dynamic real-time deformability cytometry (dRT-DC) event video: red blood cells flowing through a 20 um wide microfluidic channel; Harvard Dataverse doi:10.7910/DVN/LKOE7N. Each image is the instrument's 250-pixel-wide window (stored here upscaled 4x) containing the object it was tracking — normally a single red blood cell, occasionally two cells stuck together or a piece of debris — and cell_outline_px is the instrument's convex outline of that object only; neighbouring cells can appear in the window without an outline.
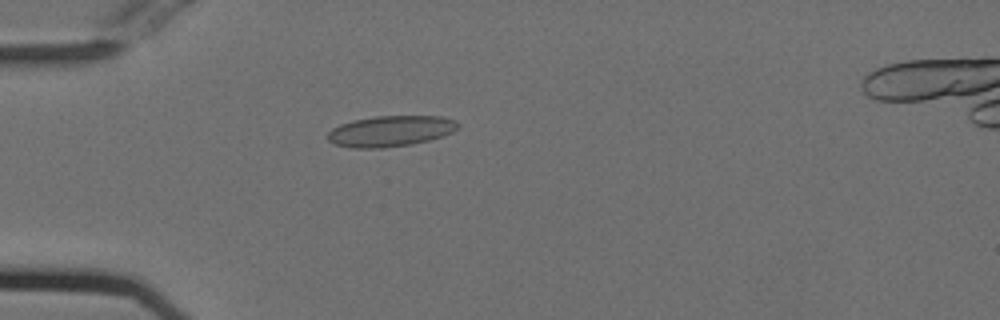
{"species": "Egyptian fruit bat (a non-hibernating species)", "species_latin": "Rousettus aegyptiacus", "temperature_condition": "cold", "stored_images_in_passage": 55, "camera_frame_rate_fps": 3000, "um_per_image_px": 0.085, "animal": {"sex": "female"}, "frame": {"image": 1, "passage_image": 16, "time_ms": 5.0, "image_size_px": [1000, 320], "cell_outline_px": [[460, 124], [452, 132], [444, 136], [412, 144], [384, 148], [352, 148], [336, 144], [328, 140], [328, 132], [332, 128], [340, 124], [352, 120], [376, 116], [444, 116], [456, 120]], "centroid_in_image_um": [33.21, 11.14], "position_along_channel_um": 51.8, "area_um2": 23.52}}
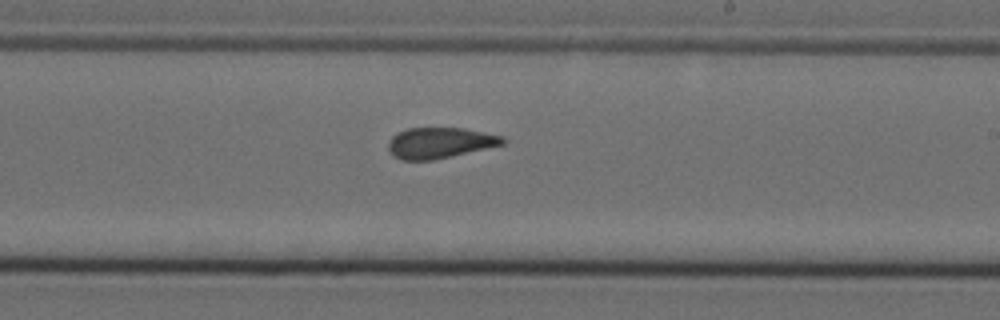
{"frame": {"image": 2, "passage_image": 33, "time_ms": 10.667, "image_size_px": [1000, 320], "cell_outline_px": [[508, 140], [504, 144], [432, 160], [400, 160], [392, 156], [388, 148], [388, 140], [396, 132], [408, 128], [464, 128], [504, 136]], "centroid_in_image_um": [37.36, 12.13], "position_along_channel_um": 251.6, "area_um2": 20.63}}
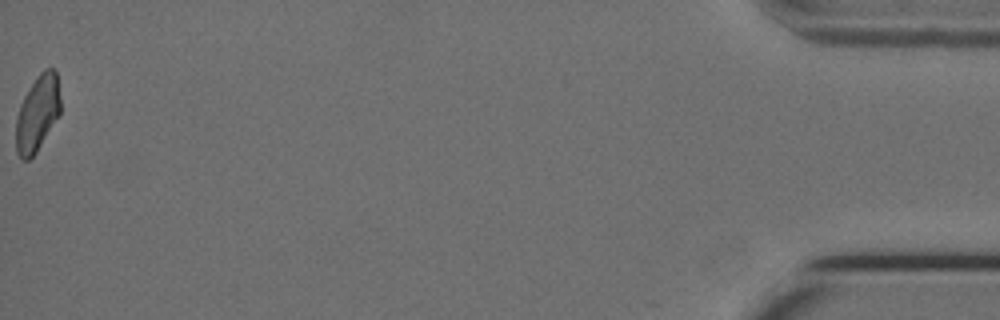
{"frame": {"image": 3, "passage_image": 55, "time_ms": 18.0, "image_size_px": [1000, 320], "cell_outline_px": [[60, 116], [36, 152], [28, 160], [20, 160], [16, 152], [16, 116], [20, 104], [24, 96], [40, 72], [44, 68], [52, 68], [56, 72], [60, 96]], "centroid_in_image_um": [3.18, 9.66], "position_along_channel_um": 432.0, "area_um2": 19.83}, "authors_computed_cell_mechanics": {"area_um2": 21.6172, "velocity_mm_per_s": 3.7453, "shape_relaxation_time_tau1_ms": null, "shape_relaxation_time_tau2_ms": 1.6237, "deformation_change_tau1": null, "deformation_change_tau2": 0.0978}}